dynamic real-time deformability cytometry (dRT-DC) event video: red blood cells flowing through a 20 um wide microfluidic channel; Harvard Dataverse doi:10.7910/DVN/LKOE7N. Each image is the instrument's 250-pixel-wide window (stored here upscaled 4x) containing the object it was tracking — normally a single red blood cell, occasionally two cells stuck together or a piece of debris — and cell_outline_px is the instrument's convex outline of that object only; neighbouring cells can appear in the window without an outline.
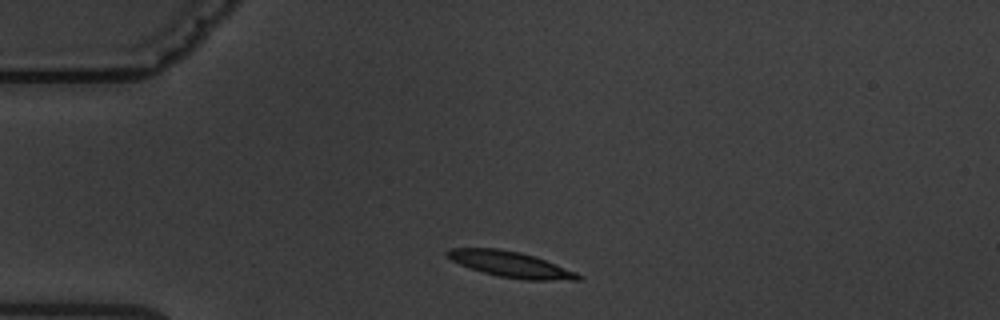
{"species": "common noctule bat (a hibernating species)", "species_latin": "Nyctalus noctula", "temperature_condition": "warm", "stored_images_in_passage": 3, "camera_frame_rate_fps": 3000, "um_per_image_px": 0.085, "animal": {"sex": "male", "body_mass_g": 19.5, "forearm_length_mm": 54.6}, "frame": {"image": 1, "passage_image": 1, "time_ms": 0.0, "image_size_px": [1000, 320], "cell_outline_px": [[584, 276], [580, 280], [524, 280], [500, 276], [484, 272], [460, 264], [452, 260], [444, 252], [448, 248], [500, 248], [520, 252], [556, 264], [576, 272]], "centroid_in_image_um": [43.42, 22.46], "position_along_channel_um": 41.6, "area_um2": 19.42}}